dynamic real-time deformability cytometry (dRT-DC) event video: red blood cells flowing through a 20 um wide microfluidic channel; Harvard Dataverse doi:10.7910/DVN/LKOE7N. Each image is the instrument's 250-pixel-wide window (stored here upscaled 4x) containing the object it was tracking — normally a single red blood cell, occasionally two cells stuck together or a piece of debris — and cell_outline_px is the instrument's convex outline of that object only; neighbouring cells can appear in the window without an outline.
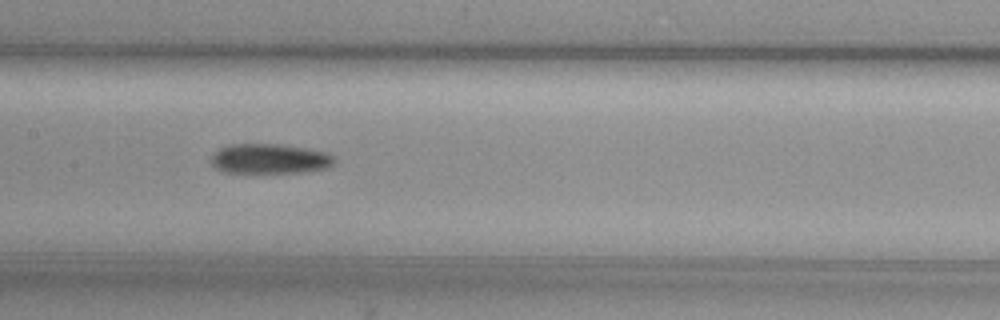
{"species": "common noctule bat (a hibernating species)", "species_latin": "Nyctalus noctula", "temperature_condition": "cold", "stored_images_in_passage": 42, "camera_frame_rate_fps": 3000, "um_per_image_px": 0.085, "animal": {"sex": "female", "body_mass_g": 29.2, "forearm_length_mm": 56.3}, "frame": {"image": 1, "passage_image": 13, "time_ms": 4.0, "image_size_px": [1000, 320], "cell_outline_px": [[336, 160], [332, 164], [324, 168], [304, 172], [220, 172], [212, 164], [212, 156], [220, 148], [228, 144], [280, 144], [304, 148], [324, 152], [332, 156]], "centroid_in_image_um": [22.88, 13.49], "position_along_channel_um": 184.5, "area_um2": 21.15}}
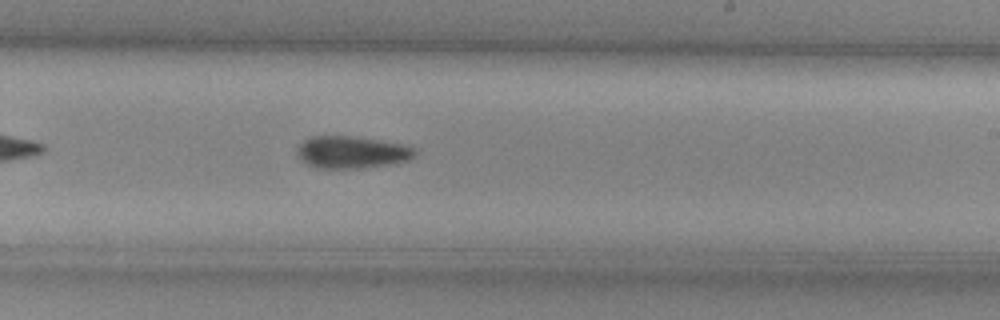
{"frame": {"image": 2, "passage_image": 19, "time_ms": 6.0, "image_size_px": [1000, 320], "cell_outline_px": [[416, 156], [408, 160], [388, 164], [360, 168], [316, 168], [300, 160], [296, 156], [296, 148], [304, 140], [312, 136], [348, 136], [376, 140], [400, 144], [416, 148]], "centroid_in_image_um": [29.85, 12.94], "position_along_channel_um": 259.2, "area_um2": 21.96}, "authors_computed_cell_mechanics": {"area_um2": 21.4727, "velocity_mm_per_s": 3.7604, "shape_relaxation_time_tau1_ms": 8.5672, "shape_relaxation_time_tau2_ms": null, "deformation_change_tau1": 0.1462, "deformation_change_tau2": null}}